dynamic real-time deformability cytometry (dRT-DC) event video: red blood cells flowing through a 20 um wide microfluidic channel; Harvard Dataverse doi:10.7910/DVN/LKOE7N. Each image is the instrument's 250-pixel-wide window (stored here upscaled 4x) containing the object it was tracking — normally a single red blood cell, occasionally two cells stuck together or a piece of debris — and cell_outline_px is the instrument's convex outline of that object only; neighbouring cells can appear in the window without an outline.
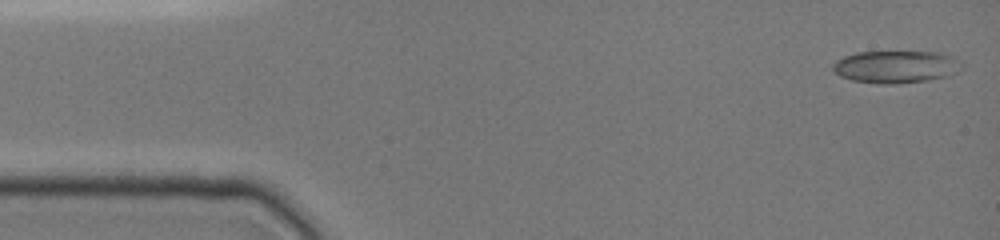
{"species": "common noctule bat (a hibernating species)", "species_latin": "Nyctalus noctula", "temperature_condition": "cold", "stored_images_in_passage": 90, "camera_frame_rate_fps": 3000, "um_per_image_px": 0.085, "animal": {"sex": "female", "body_mass_g": 19.0, "forearm_length_mm": 51.5}, "frame": {"image": 1, "passage_image": 1, "time_ms": 0.0, "image_size_px": [1000, 240], "cell_outline_px": [[964, 68], [948, 76], [928, 80], [896, 84], [880, 84], [852, 80], [840, 76], [832, 68], [832, 64], [836, 60], [844, 56], [856, 52], [940, 52], [952, 56], [964, 64]], "centroid_in_image_um": [76.18, 5.68], "position_along_channel_um": 8.8, "area_um2": 24.51}}
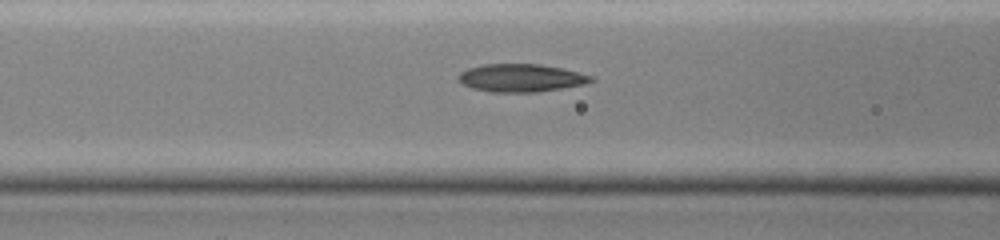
{"frame": {"image": 2, "passage_image": 32, "time_ms": 5.667, "image_size_px": [1000, 240], "cell_outline_px": [[596, 80], [584, 84], [536, 92], [492, 92], [472, 88], [456, 80], [456, 76], [460, 72], [468, 68], [484, 64], [540, 64], [560, 68], [592, 76]], "centroid_in_image_um": [44.23, 6.62], "position_along_channel_um": 122.4, "area_um2": 21.44}}
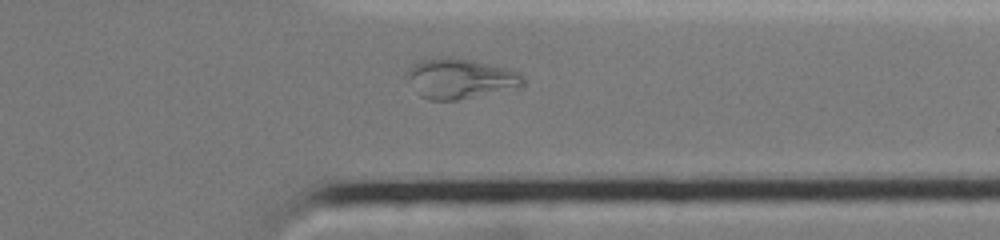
{"frame": {"image": 3, "passage_image": 69, "time_ms": 12.0, "image_size_px": [1000, 240], "cell_outline_px": [[524, 84], [520, 88], [456, 100], [428, 100], [420, 96], [416, 92], [408, 80], [408, 68], [412, 64], [420, 60], [440, 56], [452, 56], [472, 60], [504, 68], [516, 72], [524, 76]], "centroid_in_image_um": [39.09, 6.67], "position_along_channel_um": 372.3, "area_um2": 27.28}, "authors_computed_cell_mechanics": {"area_um2": 22.1085, "velocity_mm_per_s": 3.936, "shape_relaxation_time_tau1_ms": null, "shape_relaxation_time_tau2_ms": 2.5013, "deformation_change_tau1": null, "deformation_change_tau2": 0.0745}}